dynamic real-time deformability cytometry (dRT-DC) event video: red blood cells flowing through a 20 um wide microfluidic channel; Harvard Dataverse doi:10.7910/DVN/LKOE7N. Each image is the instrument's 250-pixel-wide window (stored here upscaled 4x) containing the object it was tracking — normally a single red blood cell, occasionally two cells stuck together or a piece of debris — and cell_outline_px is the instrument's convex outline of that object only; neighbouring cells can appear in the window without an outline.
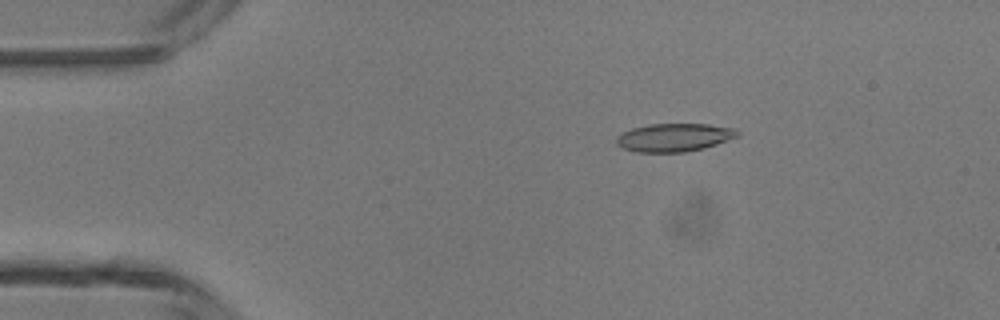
{"species": "common noctule bat (a hibernating species)", "species_latin": "Nyctalus noctula", "temperature_condition": "room temperature", "stored_images_in_passage": 6, "camera_frame_rate_fps": 3000, "um_per_image_px": 0.085, "animal": {"sex": "male", "body_mass_g": 13.3}, "frame": {"image": 1, "passage_image": 3, "time_ms": 2.333, "image_size_px": [1000, 320], "cell_outline_px": [[740, 136], [704, 148], [684, 152], [636, 152], [624, 148], [616, 144], [616, 136], [632, 128], [648, 124], [708, 124], [736, 128], [740, 132]], "centroid_in_image_um": [57.33, 11.68], "position_along_channel_um": 27.7, "area_um2": 19.94}}
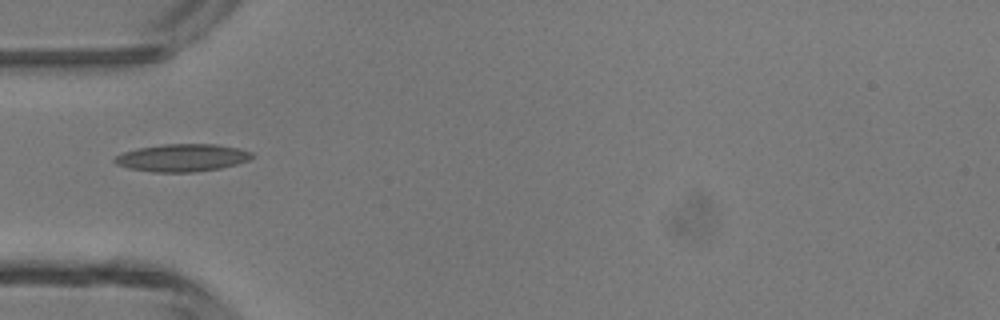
{"frame": {"image": 2, "passage_image": 5, "time_ms": 4.667, "image_size_px": [1000, 320], "cell_outline_px": [[256, 156], [248, 160], [236, 164], [220, 168], [192, 172], [152, 172], [128, 168], [116, 164], [112, 160], [116, 156], [124, 152], [136, 148], [160, 144], [216, 144], [240, 148], [252, 152]], "centroid_in_image_um": [15.49, 13.4], "position_along_channel_um": 69.5, "area_um2": 22.2}}
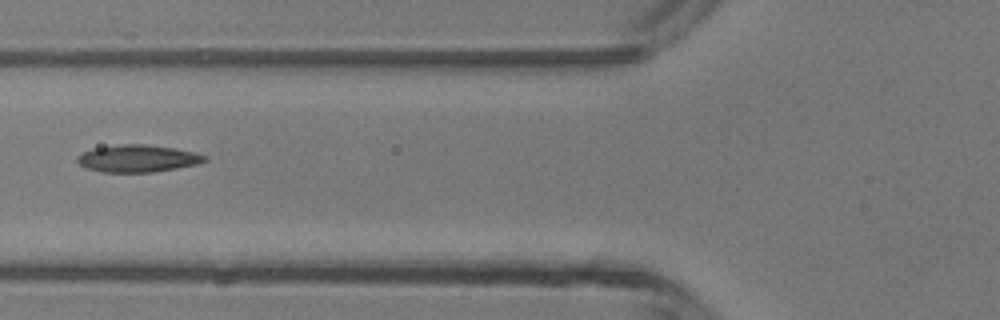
{"frame": {"image": 3, "passage_image": 6, "time_ms": 5.667, "image_size_px": [1000, 320], "cell_outline_px": [[208, 160], [196, 164], [176, 168], [152, 172], [104, 172], [88, 168], [80, 164], [76, 160], [76, 156], [80, 152], [92, 148], [120, 144], [144, 144], [176, 148], [196, 152], [208, 156]], "centroid_in_image_um": [11.7, 13.45], "position_along_channel_um": 114.1, "area_um2": 20.35}}